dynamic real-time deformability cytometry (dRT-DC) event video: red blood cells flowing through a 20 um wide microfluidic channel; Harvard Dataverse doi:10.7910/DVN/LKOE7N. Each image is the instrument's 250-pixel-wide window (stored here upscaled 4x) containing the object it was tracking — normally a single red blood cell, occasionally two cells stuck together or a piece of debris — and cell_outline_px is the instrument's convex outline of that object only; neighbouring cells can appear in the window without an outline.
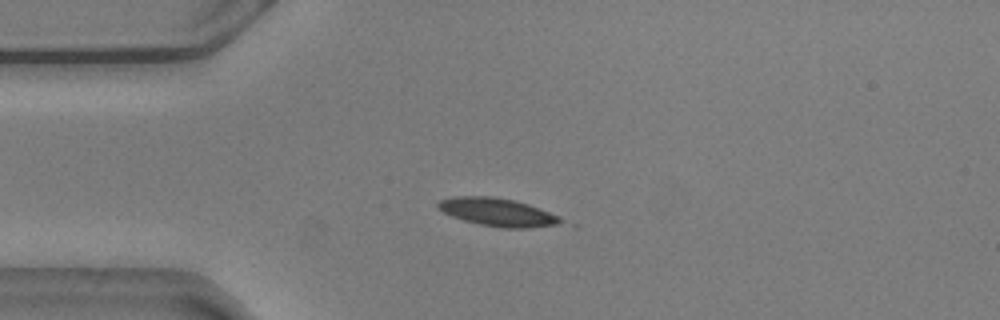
{"species": "common noctule bat (a hibernating species)", "species_latin": "Nyctalus noctula", "temperature_condition": "warm", "stored_images_in_passage": 43, "camera_frame_rate_fps": 3000, "um_per_image_px": 0.085, "animal": {"sex": "male", "body_mass_g": 20.5, "forearm_length_mm": 52.5}, "frame": {"image": 1, "passage_image": 1, "time_ms": 0.0, "image_size_px": [1000, 320], "cell_outline_px": [[560, 220], [556, 224], [528, 228], [500, 228], [480, 224], [464, 220], [452, 216], [444, 212], [436, 204], [440, 200], [452, 196], [492, 196], [512, 200], [528, 204], [560, 216]], "centroid_in_image_um": [42.25, 18.02], "position_along_channel_um": 42.8, "area_um2": 19.71}}
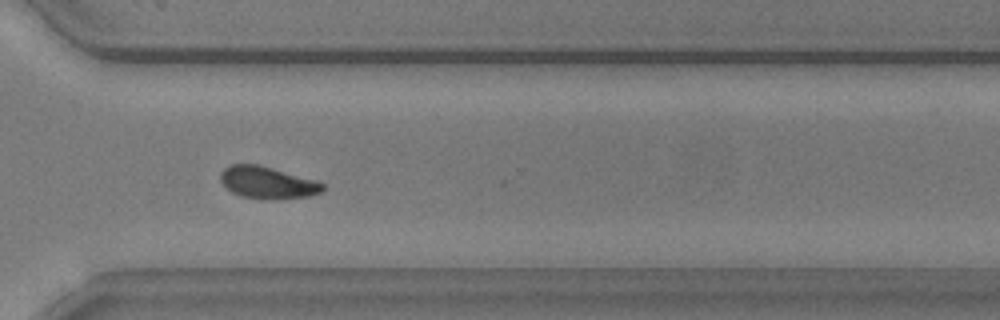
{"frame": {"image": 2, "passage_image": 28, "time_ms": 9.0, "image_size_px": [1000, 320], "cell_outline_px": [[324, 188], [320, 192], [308, 196], [280, 200], [264, 200], [240, 196], [232, 192], [220, 180], [220, 172], [224, 168], [232, 164], [256, 164], [272, 168], [316, 180], [324, 184]], "centroid_in_image_um": [22.73, 15.54], "position_along_channel_um": 347.9, "area_um2": 19.19}}
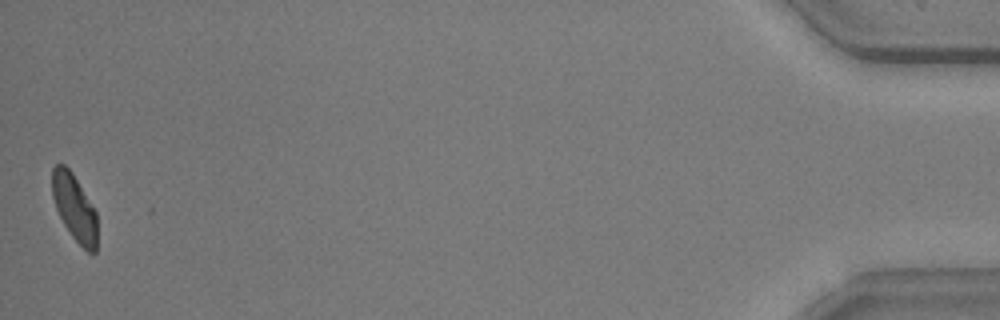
{"frame": {"image": 3, "passage_image": 43, "time_ms": 14.0, "image_size_px": [1000, 320], "cell_outline_px": [[96, 252], [88, 252], [72, 236], [64, 224], [56, 208], [52, 196], [52, 168], [56, 164], [64, 164], [72, 172], [96, 212]], "centroid_in_image_um": [6.31, 17.62], "position_along_channel_um": 428.9, "area_um2": 17.11}, "authors_computed_cell_mechanics": {"area_um2": 19.1318, "velocity_mm_per_s": 3.5896, "shape_relaxation_time_tau1_ms": 4.3459, "shape_relaxation_time_tau2_ms": 3.9927, "deformation_change_tau1": 0.1144, "deformation_change_tau2": 0.0882}}